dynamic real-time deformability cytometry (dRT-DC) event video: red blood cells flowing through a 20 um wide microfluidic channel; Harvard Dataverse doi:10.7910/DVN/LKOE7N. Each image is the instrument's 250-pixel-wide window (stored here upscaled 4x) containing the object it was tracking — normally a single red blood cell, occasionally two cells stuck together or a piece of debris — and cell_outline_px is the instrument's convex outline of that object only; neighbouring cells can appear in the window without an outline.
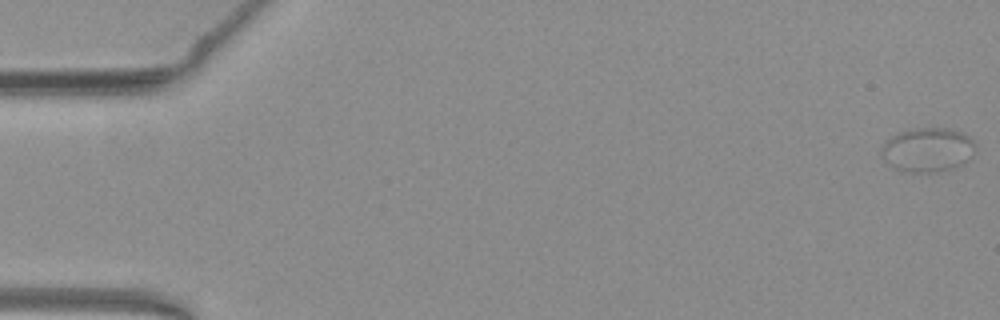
{"species": "common noctule bat (a hibernating species)", "species_latin": "Nyctalus noctula", "temperature_condition": "warm", "stored_images_in_passage": 52, "camera_frame_rate_fps": 3000, "um_per_image_px": 0.085, "animal": {"sex": "female", "body_mass_g": 19.3, "forearm_length_mm": 54.1}, "frame": {"image": 1, "passage_image": 1, "time_ms": 0.0, "image_size_px": [1000, 320], "cell_outline_px": [[976, 144], [964, 160], [960, 164], [952, 168], [936, 172], [908, 172], [896, 168], [888, 164], [880, 156], [880, 152], [884, 144], [892, 136], [900, 132], [912, 128], [948, 128], [964, 132]], "centroid_in_image_um": [78.79, 12.71], "position_along_channel_um": 6.2, "area_um2": 23.81}}
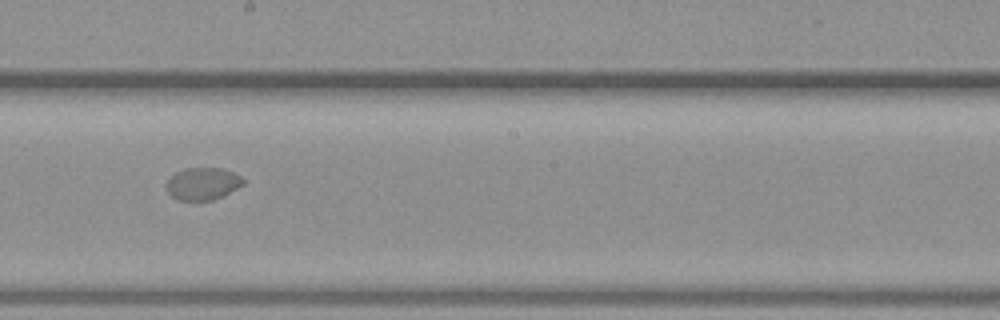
{"frame": {"image": 2, "passage_image": 30, "time_ms": 9.667, "image_size_px": [1000, 320], "cell_outline_px": [[244, 184], [212, 200], [176, 200], [168, 192], [168, 180], [176, 172], [184, 168], [220, 168], [232, 172], [240, 176], [244, 180]], "centroid_in_image_um": [17.22, 15.61], "position_along_channel_um": 231.0, "area_um2": 14.1}}
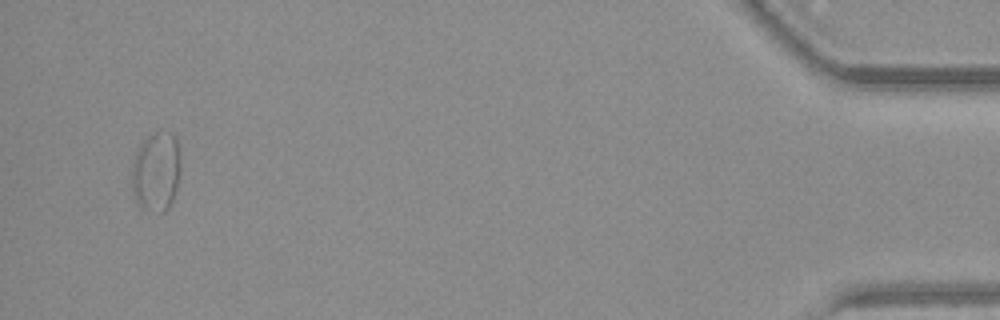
{"frame": {"image": 3, "passage_image": 51, "time_ms": 16.667, "image_size_px": [1000, 320], "cell_outline_px": [[180, 164], [176, 188], [172, 200], [168, 208], [164, 212], [160, 212], [140, 208], [136, 200], [132, 188], [132, 164], [136, 152], [144, 140], [152, 132], [172, 132], [176, 136], [180, 160]], "centroid_in_image_um": [13.27, 14.57], "position_along_channel_um": 421.9, "area_um2": 22.54}}